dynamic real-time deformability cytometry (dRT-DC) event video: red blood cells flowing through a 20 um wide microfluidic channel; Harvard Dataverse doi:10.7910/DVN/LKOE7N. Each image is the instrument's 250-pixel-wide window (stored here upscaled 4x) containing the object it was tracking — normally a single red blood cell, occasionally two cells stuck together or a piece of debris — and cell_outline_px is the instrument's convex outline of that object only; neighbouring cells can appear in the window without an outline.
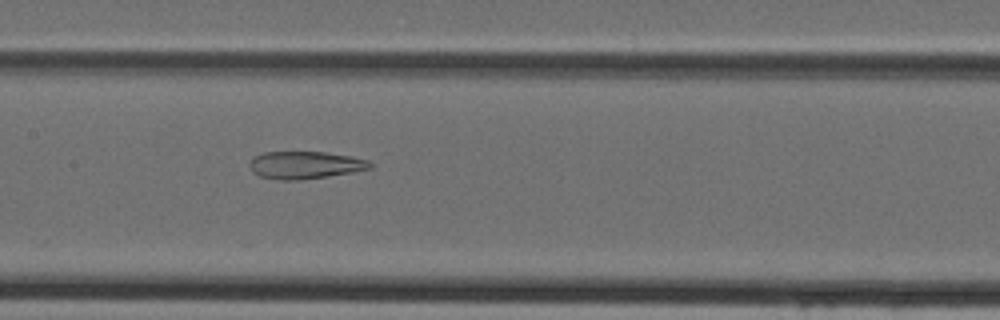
{"species": "Egyptian fruit bat (a non-hibernating species)", "species_latin": "Rousettus aegyptiacus", "temperature_condition": "cold", "stored_images_in_passage": 33, "camera_frame_rate_fps": 3000, "um_per_image_px": 0.085, "animal": {"sex": "female"}, "frame": {"image": 1, "passage_image": 13, "time_ms": 4.0, "image_size_px": [1000, 320], "cell_outline_px": [[372, 168], [352, 172], [328, 176], [300, 180], [276, 180], [260, 176], [252, 172], [248, 164], [252, 156], [264, 152], [324, 152], [352, 156], [368, 160], [372, 164]], "centroid_in_image_um": [25.89, 14.03], "position_along_channel_um": 181.5, "area_um2": 19.48}}
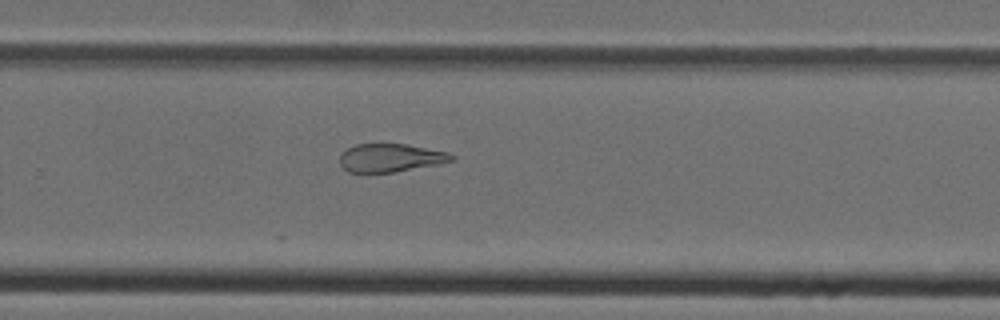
{"frame": {"image": 2, "passage_image": 21, "time_ms": 6.667, "image_size_px": [1000, 320], "cell_outline_px": [[456, 160], [436, 164], [392, 172], [348, 172], [340, 164], [340, 156], [348, 148], [356, 144], [408, 144], [448, 152], [456, 156]], "centroid_in_image_um": [33.22, 13.4], "position_along_channel_um": 296.6, "area_um2": 18.21}}
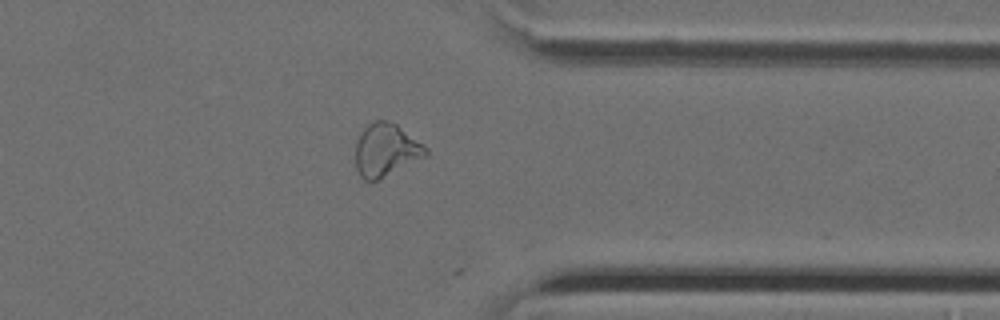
{"frame": {"image": 3, "passage_image": 27, "time_ms": 8.667, "image_size_px": [1000, 320], "cell_outline_px": [[428, 152], [424, 156], [380, 180], [364, 180], [360, 176], [356, 168], [356, 140], [360, 132], [368, 124], [376, 120], [388, 120], [396, 124], [428, 148]], "centroid_in_image_um": [32.77, 12.75], "position_along_channel_um": 378.6, "area_um2": 21.5}}